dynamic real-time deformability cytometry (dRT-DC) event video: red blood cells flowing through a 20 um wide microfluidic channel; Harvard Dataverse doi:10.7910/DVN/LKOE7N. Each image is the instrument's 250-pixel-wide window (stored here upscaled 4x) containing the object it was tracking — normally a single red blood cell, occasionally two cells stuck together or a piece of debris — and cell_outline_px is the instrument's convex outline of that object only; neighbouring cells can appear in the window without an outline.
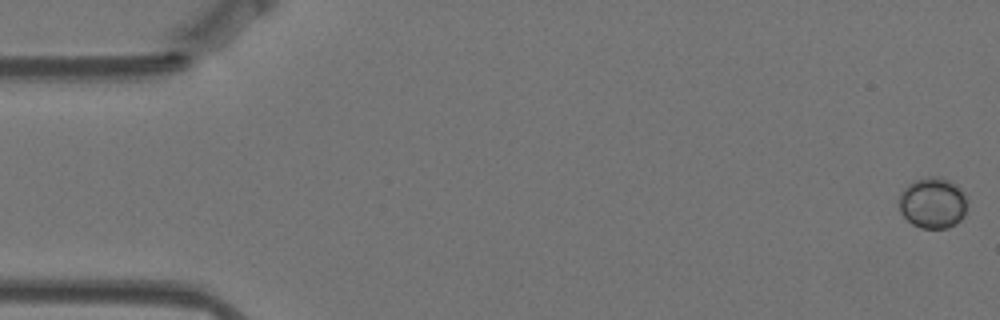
{"species": "Egyptian fruit bat (a non-hibernating species)", "species_latin": "Rousettus aegyptiacus", "temperature_condition": "warm", "stored_images_in_passage": 58, "camera_frame_rate_fps": 3000, "um_per_image_px": 0.085, "animal": {"sex": "female"}, "frame": {"image": 1, "passage_image": 1, "time_ms": 0.0, "image_size_px": [1000, 320], "cell_outline_px": [[964, 216], [956, 224], [948, 228], [920, 228], [912, 224], [900, 212], [900, 192], [908, 184], [924, 176], [936, 176], [948, 180], [956, 184], [964, 192]], "centroid_in_image_um": [79.26, 17.24], "position_along_channel_um": 5.7, "area_um2": 20.11}}
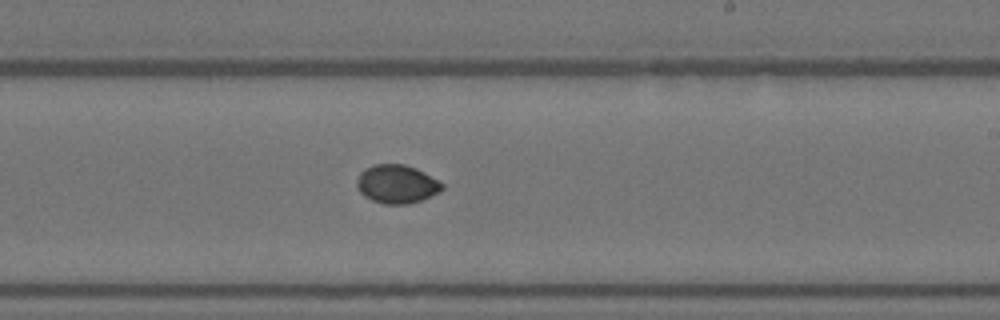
{"frame": {"image": 2, "passage_image": 34, "time_ms": 11.0, "image_size_px": [1000, 320], "cell_outline_px": [[444, 188], [440, 192], [420, 200], [408, 204], [384, 204], [372, 200], [364, 196], [356, 188], [356, 180], [360, 172], [364, 168], [372, 164], [404, 164], [416, 168], [424, 172], [444, 184]], "centroid_in_image_um": [33.7, 15.64], "position_along_channel_um": 255.3, "area_um2": 19.31}}
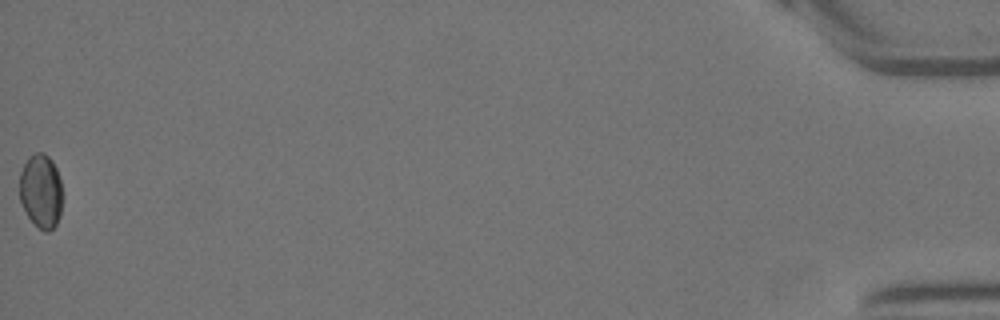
{"frame": {"image": 3, "passage_image": 58, "time_ms": 19.0, "image_size_px": [1000, 320], "cell_outline_px": [[60, 216], [56, 224], [48, 232], [44, 232], [28, 216], [20, 200], [20, 172], [24, 164], [36, 152], [44, 152], [52, 160], [56, 168], [60, 180]], "centroid_in_image_um": [3.47, 16.23], "position_along_channel_um": 431.7, "area_um2": 18.03}, "authors_computed_cell_mechanics": {"area_um2": 18.6116, "velocity_mm_per_s": 3.5198, "shape_relaxation_time_tau1_ms": 9.2718, "shape_relaxation_time_tau2_ms": null, "deformation_change_tau1": 0.0956, "deformation_change_tau2": null}}